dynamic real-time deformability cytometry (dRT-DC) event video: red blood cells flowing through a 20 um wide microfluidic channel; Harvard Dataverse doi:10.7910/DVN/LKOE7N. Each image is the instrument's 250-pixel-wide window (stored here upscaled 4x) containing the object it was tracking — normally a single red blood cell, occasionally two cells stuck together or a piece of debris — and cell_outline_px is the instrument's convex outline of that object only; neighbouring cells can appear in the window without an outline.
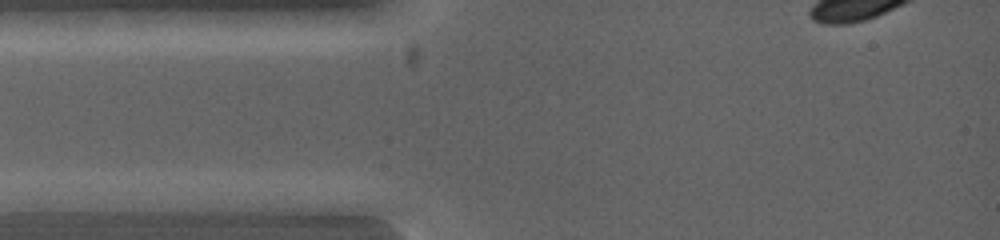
{"species": "common noctule bat (a hibernating species)", "species_latin": "Nyctalus noctula", "temperature_condition": "warm", "stored_images_in_passage": 4, "segment_of_instrument_passage": [1, 2], "camera_frame_rate_fps": 5000, "um_per_image_px": 0.085, "animal": {"sex": "female", "body_mass_g": 19.0, "forearm_length_mm": 53.3}, "frame": {"image": 1, "passage_image": 1, "time_ms": 0.0, "image_size_px": [1000, 240], "cell_outline_px": [[104, 200], [96, 212], [28, 212], [12, 200], [40, 192], [92, 192]], "centroid_in_image_um": [5.15, 17.19], "position_along_channel_um": 79.9, "area_um2": 11.1}}